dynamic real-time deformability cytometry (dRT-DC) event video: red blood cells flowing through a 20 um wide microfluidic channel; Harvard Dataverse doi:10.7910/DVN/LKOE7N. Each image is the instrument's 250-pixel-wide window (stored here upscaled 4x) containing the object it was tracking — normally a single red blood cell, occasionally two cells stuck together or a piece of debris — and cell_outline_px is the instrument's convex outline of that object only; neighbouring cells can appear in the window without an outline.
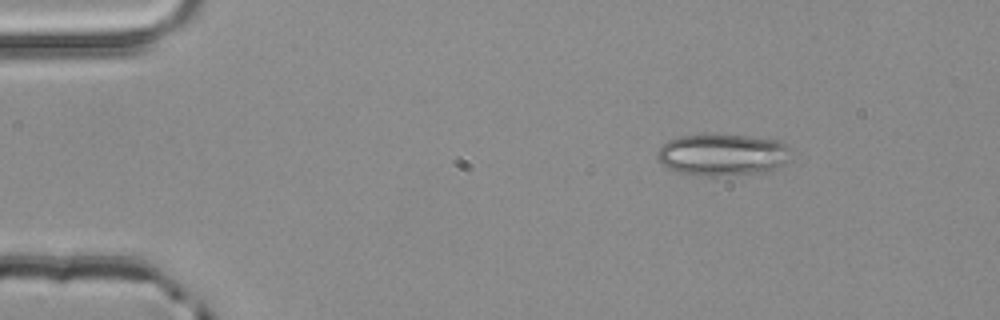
{"species": "common noctule bat (a hibernating species)", "species_latin": "Nyctalus noctula", "temperature_condition": "room temperature", "stored_images_in_passage": 4, "camera_frame_rate_fps": 3000, "um_per_image_px": 0.085, "animal": {"sex": "male", "body_mass_g": 20.4}, "frame": {"image": 1, "passage_image": 4, "time_ms": 1.0, "image_size_px": [1000, 320], "cell_outline_px": [[788, 160], [784, 164], [772, 168], [756, 172], [716, 176], [704, 176], [680, 172], [668, 168], [656, 160], [656, 156], [660, 148], [668, 140], [680, 136], [748, 136], [780, 140], [788, 144]], "centroid_in_image_um": [61.39, 13.15], "position_along_channel_um": 23.6, "area_um2": 31.79}}